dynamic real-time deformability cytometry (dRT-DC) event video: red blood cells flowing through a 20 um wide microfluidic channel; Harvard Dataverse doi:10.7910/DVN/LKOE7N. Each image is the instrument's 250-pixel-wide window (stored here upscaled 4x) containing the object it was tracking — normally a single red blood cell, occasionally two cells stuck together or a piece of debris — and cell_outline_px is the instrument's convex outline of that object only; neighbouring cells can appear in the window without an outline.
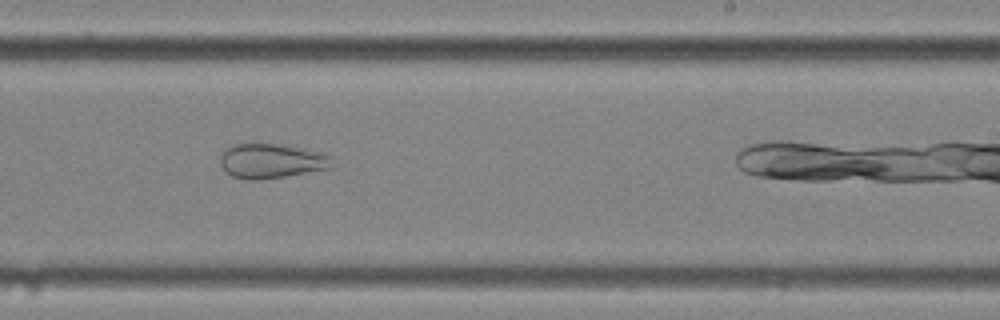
{"species": "common noctule bat (a hibernating species)", "species_latin": "Nyctalus noctula", "temperature_condition": "cold", "stored_images_in_passage": 40, "camera_frame_rate_fps": 3000, "um_per_image_px": 0.085, "animal": {"sex": "female", "body_mass_g": 25.1}, "frame": {"image": 1, "passage_image": 29, "time_ms": 9.333, "image_size_px": [1000, 320], "cell_outline_px": [[332, 156], [328, 168], [284, 176], [260, 180], [248, 180], [232, 176], [220, 164], [220, 156], [232, 144], [276, 144], [324, 152]], "centroid_in_image_um": [23.05, 13.68], "position_along_channel_um": 266.0, "area_um2": 22.14}}